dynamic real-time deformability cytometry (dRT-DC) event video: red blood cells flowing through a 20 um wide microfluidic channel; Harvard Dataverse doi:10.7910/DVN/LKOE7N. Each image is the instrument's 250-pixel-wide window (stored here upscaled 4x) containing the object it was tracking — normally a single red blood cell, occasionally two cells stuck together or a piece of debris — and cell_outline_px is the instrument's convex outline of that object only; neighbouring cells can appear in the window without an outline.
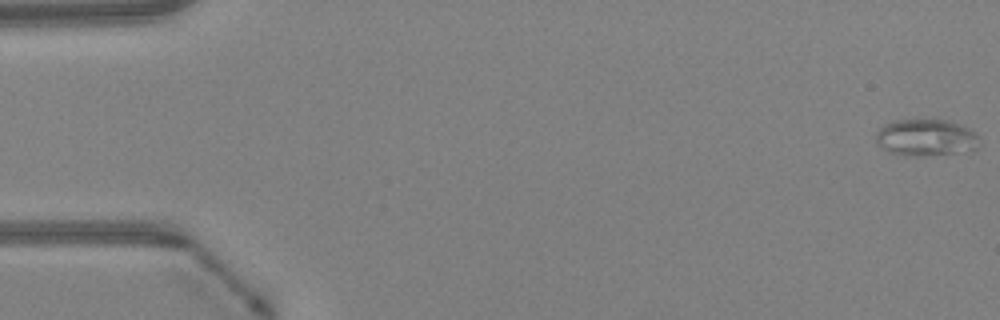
{"species": "Egyptian fruit bat (a non-hibernating species)", "species_latin": "Rousettus aegyptiacus", "temperature_condition": "warm", "stored_images_in_passage": 48, "camera_frame_rate_fps": 3000, "um_per_image_px": 0.085, "animal": {"sex": "female"}, "frame": {"image": 1, "passage_image": 1, "time_ms": 0.0, "image_size_px": [1000, 320], "cell_outline_px": [[980, 144], [976, 148], [952, 152], [920, 156], [904, 156], [888, 152], [876, 144], [876, 132], [884, 124], [892, 120], [952, 120], [972, 128], [980, 136]], "centroid_in_image_um": [78.7, 11.67], "position_along_channel_um": 6.3, "area_um2": 22.48}}
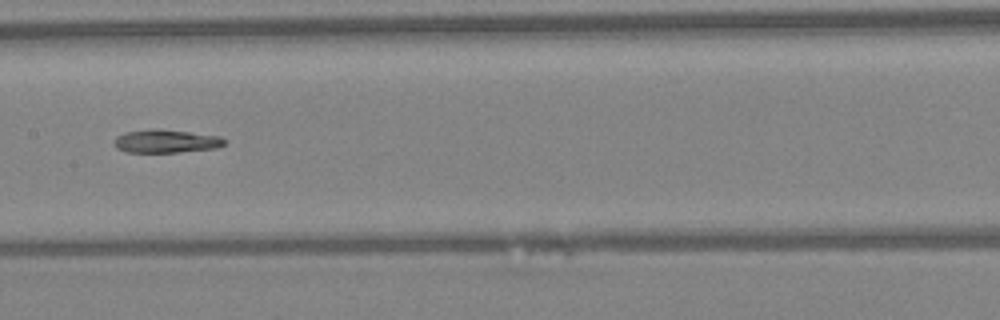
{"frame": {"image": 2, "passage_image": 25, "time_ms": 8.0, "image_size_px": [1000, 320], "cell_outline_px": [[228, 140], [224, 144], [216, 148], [176, 152], [124, 152], [116, 148], [112, 144], [112, 140], [116, 136], [124, 132], [188, 132], [220, 136]], "centroid_in_image_um": [14.1, 12.06], "position_along_channel_um": 193.3, "area_um2": 14.16}}
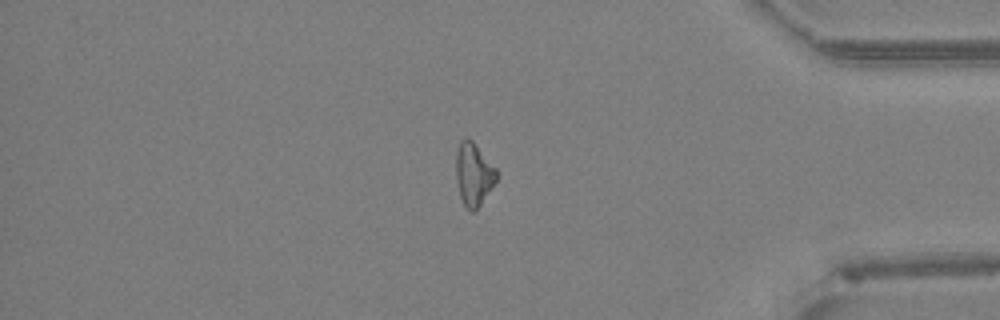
{"frame": {"image": 3, "passage_image": 41, "time_ms": 13.333, "image_size_px": [1000, 320], "cell_outline_px": [[500, 176], [480, 204], [472, 212], [464, 204], [460, 196], [456, 180], [456, 152], [460, 140], [464, 136], [472, 140], [496, 168]], "centroid_in_image_um": [40.26, 14.76], "position_along_channel_um": 394.9, "area_um2": 14.85}}